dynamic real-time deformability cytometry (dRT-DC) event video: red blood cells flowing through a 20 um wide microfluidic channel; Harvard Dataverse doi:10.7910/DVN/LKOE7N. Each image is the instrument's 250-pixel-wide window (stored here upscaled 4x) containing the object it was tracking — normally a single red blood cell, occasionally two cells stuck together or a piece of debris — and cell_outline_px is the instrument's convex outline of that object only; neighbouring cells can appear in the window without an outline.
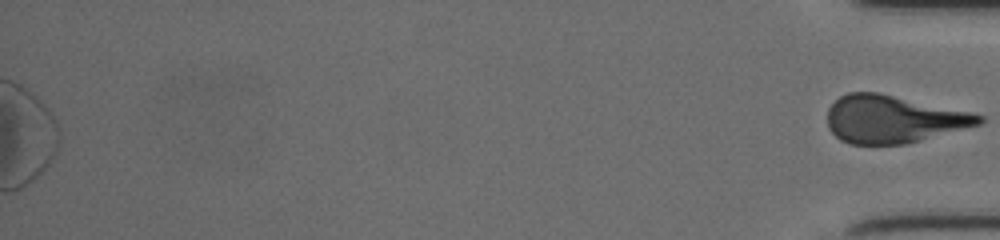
{"species": "human", "species_latin": "Homo sapiens", "temperature_condition": "cold", "stored_images_in_passage": 52, "segment_of_instrument_passage": [2, 2], "camera_frame_rate_fps": 3000, "um_per_image_px": 0.085, "donor": {"sex": "female"}, "frame": {"image": 1, "passage_image": 52, "time_ms": 17.0, "image_size_px": [1000, 240], "cell_outline_px": [[984, 120], [980, 124], [920, 140], [904, 144], [848, 144], [840, 140], [828, 128], [828, 108], [840, 96], [848, 92], [880, 92], [968, 112], [984, 116]], "centroid_in_image_um": [75.87, 10.12], "position_along_channel_um": 359.3, "area_um2": 41.67}}